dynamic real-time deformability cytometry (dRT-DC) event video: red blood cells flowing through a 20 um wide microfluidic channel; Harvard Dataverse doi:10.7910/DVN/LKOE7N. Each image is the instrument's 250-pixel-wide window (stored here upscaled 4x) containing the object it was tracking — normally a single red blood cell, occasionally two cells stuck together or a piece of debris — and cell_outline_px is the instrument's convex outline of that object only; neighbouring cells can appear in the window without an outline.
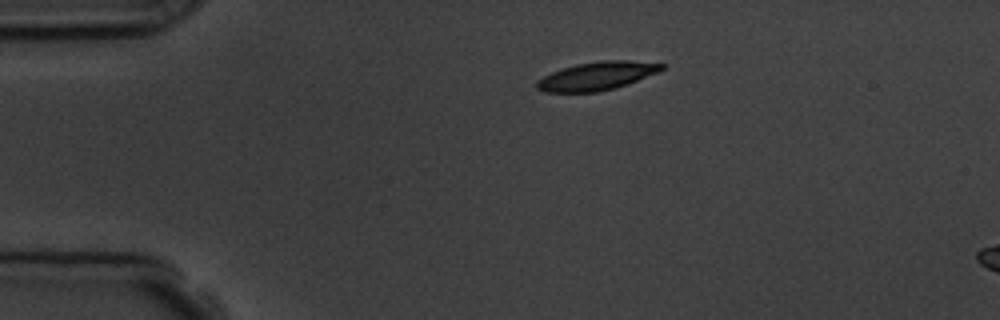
{"species": "common noctule bat (a hibernating species)", "species_latin": "Nyctalus noctula", "temperature_condition": "room temperature", "stored_images_in_passage": 3, "camera_frame_rate_fps": 3000, "um_per_image_px": 0.085, "animal": {"sex": "male", "body_mass_g": 19.5, "forearm_length_mm": 54.6}, "frame": {"image": 1, "passage_image": 1, "time_ms": 0.0, "image_size_px": [1000, 320], "cell_outline_px": [[668, 64], [664, 68], [656, 72], [628, 84], [596, 92], [544, 92], [536, 88], [536, 80], [552, 72], [576, 64], [604, 60], [628, 60]], "centroid_in_image_um": [50.72, 6.45], "position_along_channel_um": 34.3, "area_um2": 20.4}}